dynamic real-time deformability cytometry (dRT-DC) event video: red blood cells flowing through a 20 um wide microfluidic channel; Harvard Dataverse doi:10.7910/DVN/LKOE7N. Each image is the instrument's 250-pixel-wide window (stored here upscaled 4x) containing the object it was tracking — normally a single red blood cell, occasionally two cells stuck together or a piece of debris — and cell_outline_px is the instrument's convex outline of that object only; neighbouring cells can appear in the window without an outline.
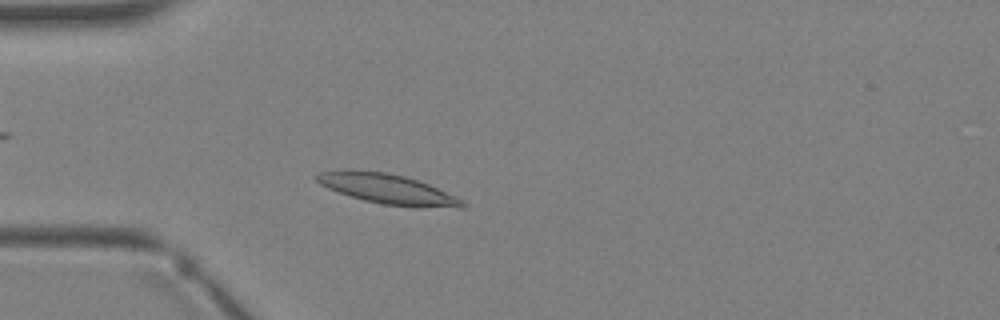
{"species": "Egyptian fruit bat (a non-hibernating species)", "species_latin": "Rousettus aegyptiacus", "temperature_condition": "warm", "stored_images_in_passage": 4, "camera_frame_rate_fps": 3000, "um_per_image_px": 0.085, "animal": {"sex": "female"}, "frame": {"image": 1, "passage_image": 4, "time_ms": 3.333, "image_size_px": [1000, 320], "cell_outline_px": [[468, 204], [464, 208], [460, 208], [384, 204], [364, 200], [328, 188], [320, 184], [312, 176], [320, 172], [340, 168], [348, 168], [388, 172], [404, 176], [428, 184], [456, 196], [464, 200]], "centroid_in_image_um": [32.88, 16.01], "position_along_channel_um": 52.1, "area_um2": 25.37}}